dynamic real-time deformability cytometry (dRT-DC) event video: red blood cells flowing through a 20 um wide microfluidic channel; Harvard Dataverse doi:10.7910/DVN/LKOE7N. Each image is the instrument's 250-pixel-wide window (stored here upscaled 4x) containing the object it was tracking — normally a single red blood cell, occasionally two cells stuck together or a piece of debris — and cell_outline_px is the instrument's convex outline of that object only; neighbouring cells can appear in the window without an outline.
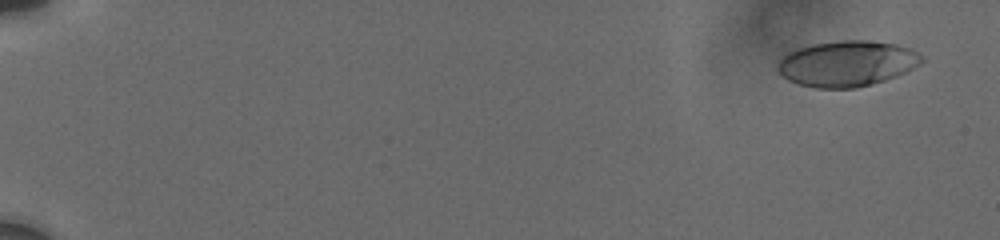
{"species": "human", "species_latin": "Homo sapiens", "temperature_condition": "cold", "stored_images_in_passage": 30, "camera_frame_rate_fps": 3000, "um_per_image_px": 0.085, "donor": {"sex": "male"}, "frame": {"image": 1, "passage_image": 2, "time_ms": 0.667, "image_size_px": [1000, 240], "cell_outline_px": [[924, 60], [920, 64], [896, 76], [872, 84], [856, 88], [816, 88], [800, 84], [788, 80], [776, 68], [776, 64], [788, 52], [796, 48], [812, 44], [840, 40], [864, 40], [896, 44], [908, 48], [924, 56]], "centroid_in_image_um": [71.98, 5.4], "position_along_channel_um": 13.0, "area_um2": 38.26}}
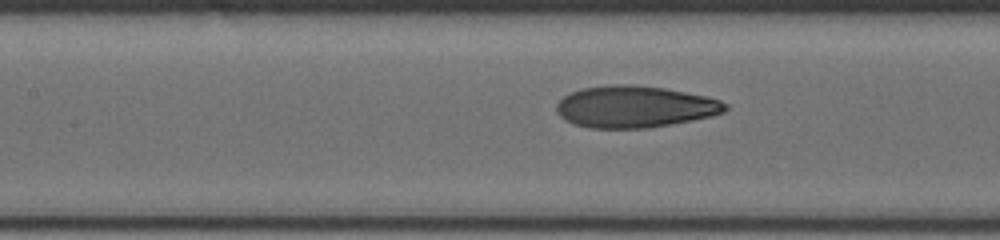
{"frame": {"image": 2, "passage_image": 18, "time_ms": 9.333, "image_size_px": [1000, 240], "cell_outline_px": [[728, 108], [724, 112], [712, 116], [692, 120], [648, 128], [588, 128], [572, 124], [564, 120], [556, 112], [556, 104], [564, 96], [572, 92], [584, 88], [612, 84], [628, 84], [664, 88], [708, 96], [720, 100], [728, 104]], "centroid_in_image_um": [53.95, 9.08], "position_along_channel_um": 153.4, "area_um2": 41.21}}
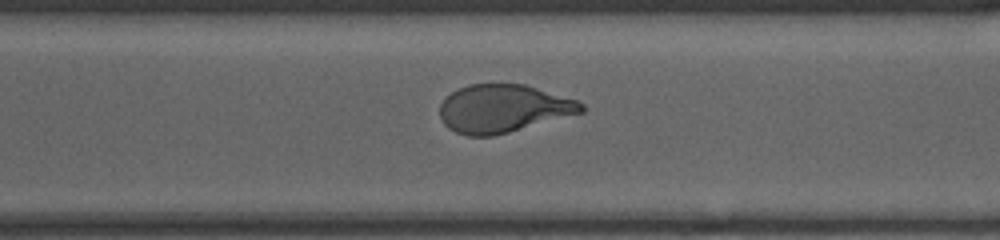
{"frame": {"image": 3, "passage_image": 30, "time_ms": 14.0, "image_size_px": [1000, 240], "cell_outline_px": [[584, 112], [508, 132], [492, 136], [468, 136], [456, 132], [448, 128], [444, 124], [440, 116], [440, 104], [452, 92], [468, 84], [524, 84], [576, 100], [584, 104]], "centroid_in_image_um": [42.76, 9.23], "position_along_channel_um": 327.8, "area_um2": 39.19}}